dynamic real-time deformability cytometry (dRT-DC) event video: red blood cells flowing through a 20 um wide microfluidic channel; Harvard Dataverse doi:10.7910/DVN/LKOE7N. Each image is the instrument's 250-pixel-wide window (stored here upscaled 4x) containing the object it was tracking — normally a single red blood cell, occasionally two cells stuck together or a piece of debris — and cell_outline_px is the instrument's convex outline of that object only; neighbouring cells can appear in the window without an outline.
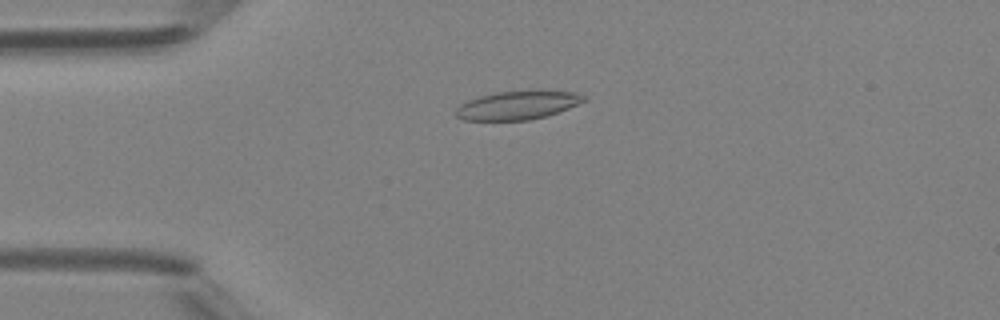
{"species": "Egyptian fruit bat (a non-hibernating species)", "species_latin": "Rousettus aegyptiacus", "temperature_condition": "room temperature", "stored_images_in_passage": 47, "camera_frame_rate_fps": 3000, "um_per_image_px": 0.085, "animal": {"sex": "female"}, "frame": {"image": 1, "passage_image": 12, "time_ms": 3.667, "image_size_px": [1000, 320], "cell_outline_px": [[588, 100], [548, 116], [528, 120], [464, 120], [456, 116], [456, 108], [460, 104], [468, 100], [480, 96], [496, 92], [536, 88], [540, 88], [576, 92], [588, 96]], "centroid_in_image_um": [44.09, 8.9], "position_along_channel_um": 40.9, "area_um2": 22.14}}
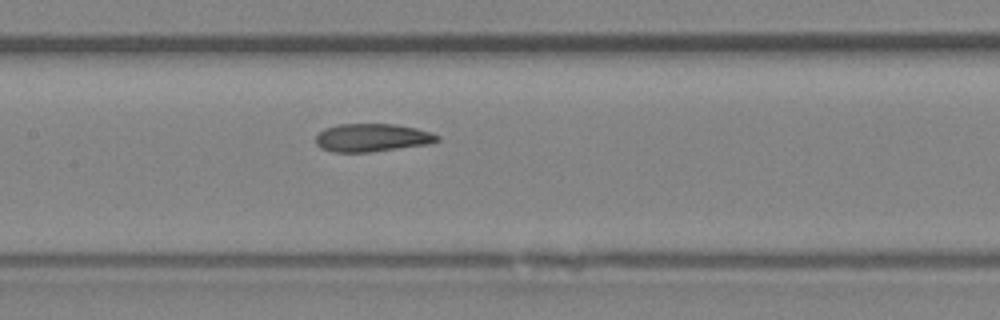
{"frame": {"image": 2, "passage_image": 23, "time_ms": 7.333, "image_size_px": [1000, 320], "cell_outline_px": [[440, 140], [428, 144], [368, 152], [332, 152], [320, 148], [316, 144], [316, 136], [324, 128], [340, 124], [396, 124], [416, 128], [432, 132], [440, 136]], "centroid_in_image_um": [31.63, 11.7], "position_along_channel_um": 175.8, "area_um2": 19.88}}
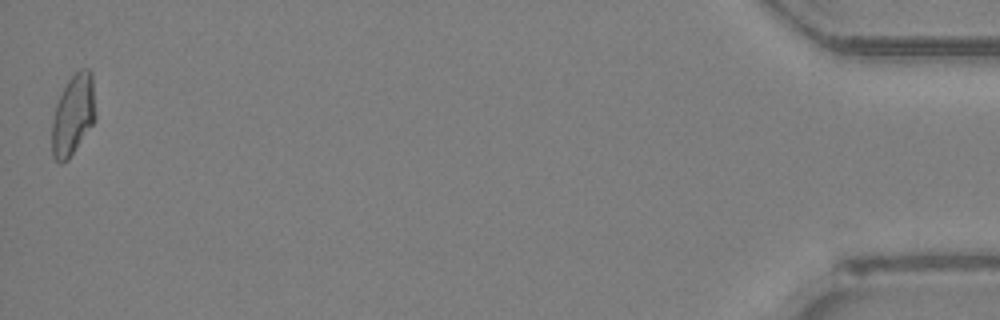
{"frame": {"image": 3, "passage_image": 47, "time_ms": 15.333, "image_size_px": [1000, 320], "cell_outline_px": [[96, 116], [92, 124], [68, 160], [60, 164], [52, 156], [52, 120], [56, 104], [68, 80], [80, 68], [88, 68], [92, 72]], "centroid_in_image_um": [6.21, 9.75], "position_along_channel_um": 429.0, "area_um2": 20.4}, "authors_computed_cell_mechanics": {"area_um2": 20.4612, "velocity_mm_per_s": 4.3828, "shape_relaxation_time_tau1_ms": null, "shape_relaxation_time_tau2_ms": 2.9511, "deformation_change_tau1": null, "deformation_change_tau2": 0.1002}}